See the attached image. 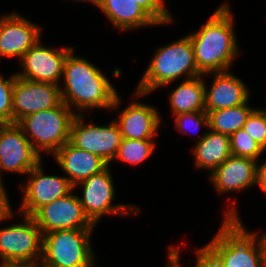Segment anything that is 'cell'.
I'll use <instances>...</instances> for the list:
<instances>
[{
  "instance_id": "1",
  "label": "cell",
  "mask_w": 266,
  "mask_h": 267,
  "mask_svg": "<svg viewBox=\"0 0 266 267\" xmlns=\"http://www.w3.org/2000/svg\"><path fill=\"white\" fill-rule=\"evenodd\" d=\"M74 53L73 49L63 65L64 84L60 85L62 102L76 115L95 108L117 109L121 96L114 85L96 65Z\"/></svg>"
},
{
  "instance_id": "2",
  "label": "cell",
  "mask_w": 266,
  "mask_h": 267,
  "mask_svg": "<svg viewBox=\"0 0 266 267\" xmlns=\"http://www.w3.org/2000/svg\"><path fill=\"white\" fill-rule=\"evenodd\" d=\"M230 8L228 3L218 6L198 31L188 35L196 66L202 75L229 71L239 54Z\"/></svg>"
},
{
  "instance_id": "3",
  "label": "cell",
  "mask_w": 266,
  "mask_h": 267,
  "mask_svg": "<svg viewBox=\"0 0 266 267\" xmlns=\"http://www.w3.org/2000/svg\"><path fill=\"white\" fill-rule=\"evenodd\" d=\"M235 204L233 200V207L224 213L222 225L211 241L197 250L214 267H264L257 232L245 229Z\"/></svg>"
},
{
  "instance_id": "4",
  "label": "cell",
  "mask_w": 266,
  "mask_h": 267,
  "mask_svg": "<svg viewBox=\"0 0 266 267\" xmlns=\"http://www.w3.org/2000/svg\"><path fill=\"white\" fill-rule=\"evenodd\" d=\"M201 75L194 60L191 39L187 35L176 42L158 47L133 97L147 96L159 87L170 85L180 77L191 79Z\"/></svg>"
},
{
  "instance_id": "5",
  "label": "cell",
  "mask_w": 266,
  "mask_h": 267,
  "mask_svg": "<svg viewBox=\"0 0 266 267\" xmlns=\"http://www.w3.org/2000/svg\"><path fill=\"white\" fill-rule=\"evenodd\" d=\"M75 117L74 111L62 102L52 109L27 115L17 124L41 156L43 153L53 155L69 141L71 125Z\"/></svg>"
},
{
  "instance_id": "6",
  "label": "cell",
  "mask_w": 266,
  "mask_h": 267,
  "mask_svg": "<svg viewBox=\"0 0 266 267\" xmlns=\"http://www.w3.org/2000/svg\"><path fill=\"white\" fill-rule=\"evenodd\" d=\"M94 229H64L43 234L41 267H94Z\"/></svg>"
},
{
  "instance_id": "7",
  "label": "cell",
  "mask_w": 266,
  "mask_h": 267,
  "mask_svg": "<svg viewBox=\"0 0 266 267\" xmlns=\"http://www.w3.org/2000/svg\"><path fill=\"white\" fill-rule=\"evenodd\" d=\"M22 216L23 223L20 221L18 224L0 228V260L2 264H40L42 260L43 233L31 216Z\"/></svg>"
},
{
  "instance_id": "8",
  "label": "cell",
  "mask_w": 266,
  "mask_h": 267,
  "mask_svg": "<svg viewBox=\"0 0 266 267\" xmlns=\"http://www.w3.org/2000/svg\"><path fill=\"white\" fill-rule=\"evenodd\" d=\"M109 166L102 172L86 178L74 186L82 188V197L79 196L80 203L85 215L96 226L101 217L106 215H139L141 209L132 204H113L115 200V188ZM131 210V211H130ZM131 213V214H130Z\"/></svg>"
},
{
  "instance_id": "9",
  "label": "cell",
  "mask_w": 266,
  "mask_h": 267,
  "mask_svg": "<svg viewBox=\"0 0 266 267\" xmlns=\"http://www.w3.org/2000/svg\"><path fill=\"white\" fill-rule=\"evenodd\" d=\"M42 164L43 161L26 174L30 177L27 183H20L22 193L20 215L32 216L40 207L74 191V186L67 177L45 175Z\"/></svg>"
},
{
  "instance_id": "10",
  "label": "cell",
  "mask_w": 266,
  "mask_h": 267,
  "mask_svg": "<svg viewBox=\"0 0 266 267\" xmlns=\"http://www.w3.org/2000/svg\"><path fill=\"white\" fill-rule=\"evenodd\" d=\"M85 122L83 115H76L72 121L69 142L100 156L110 165L117 155L122 140L117 123L114 120L108 125Z\"/></svg>"
},
{
  "instance_id": "11",
  "label": "cell",
  "mask_w": 266,
  "mask_h": 267,
  "mask_svg": "<svg viewBox=\"0 0 266 267\" xmlns=\"http://www.w3.org/2000/svg\"><path fill=\"white\" fill-rule=\"evenodd\" d=\"M73 49L72 46L49 48L38 41L20 58L22 71L15 75L28 81L60 85L64 61Z\"/></svg>"
},
{
  "instance_id": "12",
  "label": "cell",
  "mask_w": 266,
  "mask_h": 267,
  "mask_svg": "<svg viewBox=\"0 0 266 267\" xmlns=\"http://www.w3.org/2000/svg\"><path fill=\"white\" fill-rule=\"evenodd\" d=\"M43 234L64 229H95L85 215L79 196L70 192L40 207L31 216Z\"/></svg>"
},
{
  "instance_id": "13",
  "label": "cell",
  "mask_w": 266,
  "mask_h": 267,
  "mask_svg": "<svg viewBox=\"0 0 266 267\" xmlns=\"http://www.w3.org/2000/svg\"><path fill=\"white\" fill-rule=\"evenodd\" d=\"M42 160L17 123L4 124L0 129V179L2 171L27 174Z\"/></svg>"
},
{
  "instance_id": "14",
  "label": "cell",
  "mask_w": 266,
  "mask_h": 267,
  "mask_svg": "<svg viewBox=\"0 0 266 267\" xmlns=\"http://www.w3.org/2000/svg\"><path fill=\"white\" fill-rule=\"evenodd\" d=\"M12 100L13 123H18L27 115L59 106L62 103L60 85L16 77Z\"/></svg>"
},
{
  "instance_id": "15",
  "label": "cell",
  "mask_w": 266,
  "mask_h": 267,
  "mask_svg": "<svg viewBox=\"0 0 266 267\" xmlns=\"http://www.w3.org/2000/svg\"><path fill=\"white\" fill-rule=\"evenodd\" d=\"M40 25L32 23L18 13L0 18V56L20 58L41 41Z\"/></svg>"
},
{
  "instance_id": "16",
  "label": "cell",
  "mask_w": 266,
  "mask_h": 267,
  "mask_svg": "<svg viewBox=\"0 0 266 267\" xmlns=\"http://www.w3.org/2000/svg\"><path fill=\"white\" fill-rule=\"evenodd\" d=\"M122 138L134 140H153L157 136L162 118L157 108L137 100L129 103L114 119Z\"/></svg>"
},
{
  "instance_id": "17",
  "label": "cell",
  "mask_w": 266,
  "mask_h": 267,
  "mask_svg": "<svg viewBox=\"0 0 266 267\" xmlns=\"http://www.w3.org/2000/svg\"><path fill=\"white\" fill-rule=\"evenodd\" d=\"M214 75L212 86L207 88L205 83V112L240 106L249 101L248 86L234 74L224 71L203 75Z\"/></svg>"
},
{
  "instance_id": "18",
  "label": "cell",
  "mask_w": 266,
  "mask_h": 267,
  "mask_svg": "<svg viewBox=\"0 0 266 267\" xmlns=\"http://www.w3.org/2000/svg\"><path fill=\"white\" fill-rule=\"evenodd\" d=\"M256 165L252 158L231 155L208 178L220 194L239 192L256 185Z\"/></svg>"
},
{
  "instance_id": "19",
  "label": "cell",
  "mask_w": 266,
  "mask_h": 267,
  "mask_svg": "<svg viewBox=\"0 0 266 267\" xmlns=\"http://www.w3.org/2000/svg\"><path fill=\"white\" fill-rule=\"evenodd\" d=\"M52 156H54L55 163L66 173L73 186L92 175L102 172L109 166L100 156L80 149L69 141Z\"/></svg>"
},
{
  "instance_id": "20",
  "label": "cell",
  "mask_w": 266,
  "mask_h": 267,
  "mask_svg": "<svg viewBox=\"0 0 266 267\" xmlns=\"http://www.w3.org/2000/svg\"><path fill=\"white\" fill-rule=\"evenodd\" d=\"M98 8L120 30H137L159 24L134 0H98Z\"/></svg>"
},
{
  "instance_id": "21",
  "label": "cell",
  "mask_w": 266,
  "mask_h": 267,
  "mask_svg": "<svg viewBox=\"0 0 266 267\" xmlns=\"http://www.w3.org/2000/svg\"><path fill=\"white\" fill-rule=\"evenodd\" d=\"M208 130L203 132L192 149L196 168L212 173L232 154L229 135Z\"/></svg>"
},
{
  "instance_id": "22",
  "label": "cell",
  "mask_w": 266,
  "mask_h": 267,
  "mask_svg": "<svg viewBox=\"0 0 266 267\" xmlns=\"http://www.w3.org/2000/svg\"><path fill=\"white\" fill-rule=\"evenodd\" d=\"M201 76L183 79L180 85L170 92L169 105L174 115L205 111V80Z\"/></svg>"
},
{
  "instance_id": "23",
  "label": "cell",
  "mask_w": 266,
  "mask_h": 267,
  "mask_svg": "<svg viewBox=\"0 0 266 267\" xmlns=\"http://www.w3.org/2000/svg\"><path fill=\"white\" fill-rule=\"evenodd\" d=\"M254 109L247 101L240 106L210 111L207 113L208 129L230 136L243 127Z\"/></svg>"
},
{
  "instance_id": "24",
  "label": "cell",
  "mask_w": 266,
  "mask_h": 267,
  "mask_svg": "<svg viewBox=\"0 0 266 267\" xmlns=\"http://www.w3.org/2000/svg\"><path fill=\"white\" fill-rule=\"evenodd\" d=\"M154 140H134L122 138L115 159L130 165H139L148 159L155 150Z\"/></svg>"
},
{
  "instance_id": "25",
  "label": "cell",
  "mask_w": 266,
  "mask_h": 267,
  "mask_svg": "<svg viewBox=\"0 0 266 267\" xmlns=\"http://www.w3.org/2000/svg\"><path fill=\"white\" fill-rule=\"evenodd\" d=\"M229 137L230 150L233 156L247 157L258 161L261 154L266 151L242 128L232 133Z\"/></svg>"
},
{
  "instance_id": "26",
  "label": "cell",
  "mask_w": 266,
  "mask_h": 267,
  "mask_svg": "<svg viewBox=\"0 0 266 267\" xmlns=\"http://www.w3.org/2000/svg\"><path fill=\"white\" fill-rule=\"evenodd\" d=\"M242 129L266 150V112L263 109H254Z\"/></svg>"
},
{
  "instance_id": "27",
  "label": "cell",
  "mask_w": 266,
  "mask_h": 267,
  "mask_svg": "<svg viewBox=\"0 0 266 267\" xmlns=\"http://www.w3.org/2000/svg\"><path fill=\"white\" fill-rule=\"evenodd\" d=\"M16 77L14 73L4 79L0 74V121L4 124L13 123L12 92Z\"/></svg>"
},
{
  "instance_id": "28",
  "label": "cell",
  "mask_w": 266,
  "mask_h": 267,
  "mask_svg": "<svg viewBox=\"0 0 266 267\" xmlns=\"http://www.w3.org/2000/svg\"><path fill=\"white\" fill-rule=\"evenodd\" d=\"M174 120H175V128L182 134H188L189 132L188 128L192 131H196L197 129L198 130L201 129L202 126L206 128H208L209 126L208 115L205 111L177 114L174 115Z\"/></svg>"
},
{
  "instance_id": "29",
  "label": "cell",
  "mask_w": 266,
  "mask_h": 267,
  "mask_svg": "<svg viewBox=\"0 0 266 267\" xmlns=\"http://www.w3.org/2000/svg\"><path fill=\"white\" fill-rule=\"evenodd\" d=\"M139 4L158 24H170L174 21L171 13L166 9L165 0H134Z\"/></svg>"
},
{
  "instance_id": "30",
  "label": "cell",
  "mask_w": 266,
  "mask_h": 267,
  "mask_svg": "<svg viewBox=\"0 0 266 267\" xmlns=\"http://www.w3.org/2000/svg\"><path fill=\"white\" fill-rule=\"evenodd\" d=\"M9 198L6 189L0 179V222L11 219L13 216L12 208L10 207Z\"/></svg>"
},
{
  "instance_id": "31",
  "label": "cell",
  "mask_w": 266,
  "mask_h": 267,
  "mask_svg": "<svg viewBox=\"0 0 266 267\" xmlns=\"http://www.w3.org/2000/svg\"><path fill=\"white\" fill-rule=\"evenodd\" d=\"M256 185L260 187L264 195L266 196V160L261 165L257 161L256 165Z\"/></svg>"
},
{
  "instance_id": "32",
  "label": "cell",
  "mask_w": 266,
  "mask_h": 267,
  "mask_svg": "<svg viewBox=\"0 0 266 267\" xmlns=\"http://www.w3.org/2000/svg\"><path fill=\"white\" fill-rule=\"evenodd\" d=\"M181 248L176 247L175 245L169 246L168 248V259H169V263L167 264V266L165 265V267H181L180 265V255H181V251H179ZM195 267H198L195 264Z\"/></svg>"
},
{
  "instance_id": "33",
  "label": "cell",
  "mask_w": 266,
  "mask_h": 267,
  "mask_svg": "<svg viewBox=\"0 0 266 267\" xmlns=\"http://www.w3.org/2000/svg\"><path fill=\"white\" fill-rule=\"evenodd\" d=\"M196 265L198 267H214L198 250L196 251Z\"/></svg>"
},
{
  "instance_id": "34",
  "label": "cell",
  "mask_w": 266,
  "mask_h": 267,
  "mask_svg": "<svg viewBox=\"0 0 266 267\" xmlns=\"http://www.w3.org/2000/svg\"><path fill=\"white\" fill-rule=\"evenodd\" d=\"M0 267H41V265L32 263H1Z\"/></svg>"
},
{
  "instance_id": "35",
  "label": "cell",
  "mask_w": 266,
  "mask_h": 267,
  "mask_svg": "<svg viewBox=\"0 0 266 267\" xmlns=\"http://www.w3.org/2000/svg\"><path fill=\"white\" fill-rule=\"evenodd\" d=\"M259 241L261 243L262 251H263V265L266 267V232L262 233V235L258 236Z\"/></svg>"
},
{
  "instance_id": "36",
  "label": "cell",
  "mask_w": 266,
  "mask_h": 267,
  "mask_svg": "<svg viewBox=\"0 0 266 267\" xmlns=\"http://www.w3.org/2000/svg\"><path fill=\"white\" fill-rule=\"evenodd\" d=\"M77 1H84V2L90 1V3H93L96 7H98V0H77Z\"/></svg>"
},
{
  "instance_id": "37",
  "label": "cell",
  "mask_w": 266,
  "mask_h": 267,
  "mask_svg": "<svg viewBox=\"0 0 266 267\" xmlns=\"http://www.w3.org/2000/svg\"><path fill=\"white\" fill-rule=\"evenodd\" d=\"M4 125V123H2L1 121H0V129H1V127Z\"/></svg>"
}]
</instances>
